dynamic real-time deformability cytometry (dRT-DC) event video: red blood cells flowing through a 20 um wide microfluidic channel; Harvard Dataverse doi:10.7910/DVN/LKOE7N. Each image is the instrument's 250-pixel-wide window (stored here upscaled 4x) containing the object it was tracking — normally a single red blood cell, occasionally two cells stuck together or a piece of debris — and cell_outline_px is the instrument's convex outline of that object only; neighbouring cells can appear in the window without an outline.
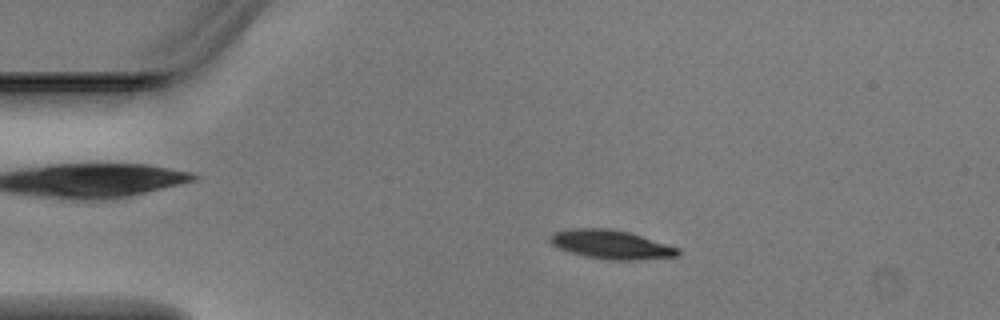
{"species": "Egyptian fruit bat (a non-hibernating species)", "species_latin": "Rousettus aegyptiacus", "temperature_condition": "warm", "stored_images_in_passage": 3, "camera_frame_rate_fps": 3000, "um_per_image_px": 0.085, "animal": {"sex": "male"}, "frame": {"image": 1, "passage_image": 2, "time_ms": 0.333, "image_size_px": [1000, 320], "cell_outline_px": [[680, 252], [676, 256], [636, 260], [608, 260], [584, 256], [560, 248], [552, 244], [548, 240], [548, 236], [552, 232], [568, 228], [608, 228], [628, 232], [680, 248]], "centroid_in_image_um": [51.9, 20.77], "position_along_channel_um": 33.1, "area_um2": 21.5}}